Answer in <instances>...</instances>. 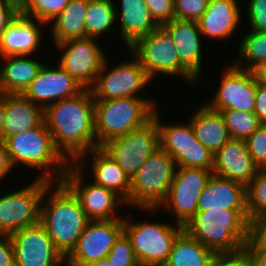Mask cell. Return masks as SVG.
<instances>
[{
  "label": "cell",
  "instance_id": "obj_1",
  "mask_svg": "<svg viewBox=\"0 0 266 266\" xmlns=\"http://www.w3.org/2000/svg\"><path fill=\"white\" fill-rule=\"evenodd\" d=\"M44 122L56 149L69 163L97 148L94 97L91 89L54 102L44 109Z\"/></svg>",
  "mask_w": 266,
  "mask_h": 266
},
{
  "label": "cell",
  "instance_id": "obj_2",
  "mask_svg": "<svg viewBox=\"0 0 266 266\" xmlns=\"http://www.w3.org/2000/svg\"><path fill=\"white\" fill-rule=\"evenodd\" d=\"M89 221L79 199L63 182H52L44 190L39 223L65 258L75 248Z\"/></svg>",
  "mask_w": 266,
  "mask_h": 266
},
{
  "label": "cell",
  "instance_id": "obj_3",
  "mask_svg": "<svg viewBox=\"0 0 266 266\" xmlns=\"http://www.w3.org/2000/svg\"><path fill=\"white\" fill-rule=\"evenodd\" d=\"M250 224L247 209H211L197 212L184 230L215 255L236 254L245 248Z\"/></svg>",
  "mask_w": 266,
  "mask_h": 266
},
{
  "label": "cell",
  "instance_id": "obj_4",
  "mask_svg": "<svg viewBox=\"0 0 266 266\" xmlns=\"http://www.w3.org/2000/svg\"><path fill=\"white\" fill-rule=\"evenodd\" d=\"M5 142L14 168L18 165L40 170L37 178L62 182L70 163L56 149L44 120L36 128L12 135Z\"/></svg>",
  "mask_w": 266,
  "mask_h": 266
},
{
  "label": "cell",
  "instance_id": "obj_5",
  "mask_svg": "<svg viewBox=\"0 0 266 266\" xmlns=\"http://www.w3.org/2000/svg\"><path fill=\"white\" fill-rule=\"evenodd\" d=\"M155 99L147 96L94 100L97 146L145 126L159 105Z\"/></svg>",
  "mask_w": 266,
  "mask_h": 266
},
{
  "label": "cell",
  "instance_id": "obj_6",
  "mask_svg": "<svg viewBox=\"0 0 266 266\" xmlns=\"http://www.w3.org/2000/svg\"><path fill=\"white\" fill-rule=\"evenodd\" d=\"M132 216L131 212L124 215L123 232L130 239L138 263L140 266L164 265L184 226L172 221L168 223L166 219L165 223L150 221L148 217L138 221Z\"/></svg>",
  "mask_w": 266,
  "mask_h": 266
},
{
  "label": "cell",
  "instance_id": "obj_7",
  "mask_svg": "<svg viewBox=\"0 0 266 266\" xmlns=\"http://www.w3.org/2000/svg\"><path fill=\"white\" fill-rule=\"evenodd\" d=\"M127 51L139 61L151 81H154L157 75H166L175 79L178 77L179 80L181 77L188 87L198 82L181 63L171 35L163 26H158L148 35L138 39Z\"/></svg>",
  "mask_w": 266,
  "mask_h": 266
},
{
  "label": "cell",
  "instance_id": "obj_8",
  "mask_svg": "<svg viewBox=\"0 0 266 266\" xmlns=\"http://www.w3.org/2000/svg\"><path fill=\"white\" fill-rule=\"evenodd\" d=\"M176 165L160 147L130 180L129 209H158L168 196Z\"/></svg>",
  "mask_w": 266,
  "mask_h": 266
},
{
  "label": "cell",
  "instance_id": "obj_9",
  "mask_svg": "<svg viewBox=\"0 0 266 266\" xmlns=\"http://www.w3.org/2000/svg\"><path fill=\"white\" fill-rule=\"evenodd\" d=\"M159 109L156 108L152 118L158 127L159 147L173 157L176 167L212 170L214 155L197 140L189 120L164 123Z\"/></svg>",
  "mask_w": 266,
  "mask_h": 266
},
{
  "label": "cell",
  "instance_id": "obj_10",
  "mask_svg": "<svg viewBox=\"0 0 266 266\" xmlns=\"http://www.w3.org/2000/svg\"><path fill=\"white\" fill-rule=\"evenodd\" d=\"M131 56V58H129ZM126 60L109 67V56L104 60L96 82L90 88L94 100H111L122 97H146L142 95L150 83L139 61L130 53ZM129 59V60H128Z\"/></svg>",
  "mask_w": 266,
  "mask_h": 266
},
{
  "label": "cell",
  "instance_id": "obj_11",
  "mask_svg": "<svg viewBox=\"0 0 266 266\" xmlns=\"http://www.w3.org/2000/svg\"><path fill=\"white\" fill-rule=\"evenodd\" d=\"M51 183L35 177L23 188H13V191L0 195V234L12 235L38 224L41 199Z\"/></svg>",
  "mask_w": 266,
  "mask_h": 266
},
{
  "label": "cell",
  "instance_id": "obj_12",
  "mask_svg": "<svg viewBox=\"0 0 266 266\" xmlns=\"http://www.w3.org/2000/svg\"><path fill=\"white\" fill-rule=\"evenodd\" d=\"M212 174V170L176 167L168 196L160 207L139 210H143L145 215L150 211L157 214L159 210L163 212L166 210V213L176 219L177 224L185 226L197 213L199 196Z\"/></svg>",
  "mask_w": 266,
  "mask_h": 266
},
{
  "label": "cell",
  "instance_id": "obj_13",
  "mask_svg": "<svg viewBox=\"0 0 266 266\" xmlns=\"http://www.w3.org/2000/svg\"><path fill=\"white\" fill-rule=\"evenodd\" d=\"M85 175L74 163H70L62 182L79 199L82 209L89 220L124 219L126 213L120 215V210L118 209H120L119 207L126 209L125 201L114 191L93 181H86L88 174L87 176Z\"/></svg>",
  "mask_w": 266,
  "mask_h": 266
},
{
  "label": "cell",
  "instance_id": "obj_14",
  "mask_svg": "<svg viewBox=\"0 0 266 266\" xmlns=\"http://www.w3.org/2000/svg\"><path fill=\"white\" fill-rule=\"evenodd\" d=\"M101 148L131 180L145 161L159 148V132L152 119L145 126L113 138Z\"/></svg>",
  "mask_w": 266,
  "mask_h": 266
},
{
  "label": "cell",
  "instance_id": "obj_15",
  "mask_svg": "<svg viewBox=\"0 0 266 266\" xmlns=\"http://www.w3.org/2000/svg\"><path fill=\"white\" fill-rule=\"evenodd\" d=\"M55 46L60 51L57 64L81 86L90 89L108 56L101 42L96 38L82 37L69 39Z\"/></svg>",
  "mask_w": 266,
  "mask_h": 266
},
{
  "label": "cell",
  "instance_id": "obj_16",
  "mask_svg": "<svg viewBox=\"0 0 266 266\" xmlns=\"http://www.w3.org/2000/svg\"><path fill=\"white\" fill-rule=\"evenodd\" d=\"M223 67L213 98L204 104L214 111L235 109L254 112L256 78L253 71L238 68L233 63Z\"/></svg>",
  "mask_w": 266,
  "mask_h": 266
},
{
  "label": "cell",
  "instance_id": "obj_17",
  "mask_svg": "<svg viewBox=\"0 0 266 266\" xmlns=\"http://www.w3.org/2000/svg\"><path fill=\"white\" fill-rule=\"evenodd\" d=\"M122 233L123 219L89 221L65 265L87 266L105 258Z\"/></svg>",
  "mask_w": 266,
  "mask_h": 266
},
{
  "label": "cell",
  "instance_id": "obj_18",
  "mask_svg": "<svg viewBox=\"0 0 266 266\" xmlns=\"http://www.w3.org/2000/svg\"><path fill=\"white\" fill-rule=\"evenodd\" d=\"M10 237L15 266H65L66 258L40 223L18 230Z\"/></svg>",
  "mask_w": 266,
  "mask_h": 266
},
{
  "label": "cell",
  "instance_id": "obj_19",
  "mask_svg": "<svg viewBox=\"0 0 266 266\" xmlns=\"http://www.w3.org/2000/svg\"><path fill=\"white\" fill-rule=\"evenodd\" d=\"M55 66L44 63L37 76L22 93L43 110L54 102L79 94L84 89L62 67L58 64Z\"/></svg>",
  "mask_w": 266,
  "mask_h": 266
},
{
  "label": "cell",
  "instance_id": "obj_20",
  "mask_svg": "<svg viewBox=\"0 0 266 266\" xmlns=\"http://www.w3.org/2000/svg\"><path fill=\"white\" fill-rule=\"evenodd\" d=\"M44 120V110L23 94H0V138L36 128Z\"/></svg>",
  "mask_w": 266,
  "mask_h": 266
},
{
  "label": "cell",
  "instance_id": "obj_21",
  "mask_svg": "<svg viewBox=\"0 0 266 266\" xmlns=\"http://www.w3.org/2000/svg\"><path fill=\"white\" fill-rule=\"evenodd\" d=\"M74 164L85 174L88 171L87 168L91 167L88 174L93 178L90 179L94 183L114 191L125 201L129 209L130 179L101 147L83 154Z\"/></svg>",
  "mask_w": 266,
  "mask_h": 266
},
{
  "label": "cell",
  "instance_id": "obj_22",
  "mask_svg": "<svg viewBox=\"0 0 266 266\" xmlns=\"http://www.w3.org/2000/svg\"><path fill=\"white\" fill-rule=\"evenodd\" d=\"M44 27L48 29V25L19 13L0 35V57L39 53L45 42Z\"/></svg>",
  "mask_w": 266,
  "mask_h": 266
},
{
  "label": "cell",
  "instance_id": "obj_23",
  "mask_svg": "<svg viewBox=\"0 0 266 266\" xmlns=\"http://www.w3.org/2000/svg\"><path fill=\"white\" fill-rule=\"evenodd\" d=\"M238 1L209 0L206 11L198 21L203 40L224 42L237 34L244 15Z\"/></svg>",
  "mask_w": 266,
  "mask_h": 266
},
{
  "label": "cell",
  "instance_id": "obj_24",
  "mask_svg": "<svg viewBox=\"0 0 266 266\" xmlns=\"http://www.w3.org/2000/svg\"><path fill=\"white\" fill-rule=\"evenodd\" d=\"M171 35L172 41L179 54L181 63L197 78L202 74L203 60V36L199 24L195 21L173 19L162 25ZM204 46V47H203ZM203 55V56H202ZM203 61V62H202ZM203 64V65H202Z\"/></svg>",
  "mask_w": 266,
  "mask_h": 266
},
{
  "label": "cell",
  "instance_id": "obj_25",
  "mask_svg": "<svg viewBox=\"0 0 266 266\" xmlns=\"http://www.w3.org/2000/svg\"><path fill=\"white\" fill-rule=\"evenodd\" d=\"M259 170L244 140L231 138L214 155L213 174L237 181L245 186L254 179Z\"/></svg>",
  "mask_w": 266,
  "mask_h": 266
},
{
  "label": "cell",
  "instance_id": "obj_26",
  "mask_svg": "<svg viewBox=\"0 0 266 266\" xmlns=\"http://www.w3.org/2000/svg\"><path fill=\"white\" fill-rule=\"evenodd\" d=\"M119 3L114 2L116 23H120L116 28H118L117 33L119 32L118 37L122 39L127 50L159 25L154 21L144 0H120Z\"/></svg>",
  "mask_w": 266,
  "mask_h": 266
},
{
  "label": "cell",
  "instance_id": "obj_27",
  "mask_svg": "<svg viewBox=\"0 0 266 266\" xmlns=\"http://www.w3.org/2000/svg\"><path fill=\"white\" fill-rule=\"evenodd\" d=\"M211 209H247L246 186L212 174L199 196L197 212Z\"/></svg>",
  "mask_w": 266,
  "mask_h": 266
},
{
  "label": "cell",
  "instance_id": "obj_28",
  "mask_svg": "<svg viewBox=\"0 0 266 266\" xmlns=\"http://www.w3.org/2000/svg\"><path fill=\"white\" fill-rule=\"evenodd\" d=\"M0 67V94H22L44 64L27 56H4Z\"/></svg>",
  "mask_w": 266,
  "mask_h": 266
},
{
  "label": "cell",
  "instance_id": "obj_29",
  "mask_svg": "<svg viewBox=\"0 0 266 266\" xmlns=\"http://www.w3.org/2000/svg\"><path fill=\"white\" fill-rule=\"evenodd\" d=\"M188 118L197 140L215 155L231 138L220 112L205 104Z\"/></svg>",
  "mask_w": 266,
  "mask_h": 266
},
{
  "label": "cell",
  "instance_id": "obj_30",
  "mask_svg": "<svg viewBox=\"0 0 266 266\" xmlns=\"http://www.w3.org/2000/svg\"><path fill=\"white\" fill-rule=\"evenodd\" d=\"M87 5L88 0H70L69 5L48 25L54 45L85 37Z\"/></svg>",
  "mask_w": 266,
  "mask_h": 266
},
{
  "label": "cell",
  "instance_id": "obj_31",
  "mask_svg": "<svg viewBox=\"0 0 266 266\" xmlns=\"http://www.w3.org/2000/svg\"><path fill=\"white\" fill-rule=\"evenodd\" d=\"M215 254L183 230L175 239L164 266H210Z\"/></svg>",
  "mask_w": 266,
  "mask_h": 266
},
{
  "label": "cell",
  "instance_id": "obj_32",
  "mask_svg": "<svg viewBox=\"0 0 266 266\" xmlns=\"http://www.w3.org/2000/svg\"><path fill=\"white\" fill-rule=\"evenodd\" d=\"M114 2V0H88L85 37L96 38L101 41L102 36L105 37L113 28H116Z\"/></svg>",
  "mask_w": 266,
  "mask_h": 266
},
{
  "label": "cell",
  "instance_id": "obj_33",
  "mask_svg": "<svg viewBox=\"0 0 266 266\" xmlns=\"http://www.w3.org/2000/svg\"><path fill=\"white\" fill-rule=\"evenodd\" d=\"M237 47L233 64L241 69L252 71L260 63L266 61V33L247 30Z\"/></svg>",
  "mask_w": 266,
  "mask_h": 266
},
{
  "label": "cell",
  "instance_id": "obj_34",
  "mask_svg": "<svg viewBox=\"0 0 266 266\" xmlns=\"http://www.w3.org/2000/svg\"><path fill=\"white\" fill-rule=\"evenodd\" d=\"M222 115L230 138L246 141L262 124L253 112L235 109L218 111Z\"/></svg>",
  "mask_w": 266,
  "mask_h": 266
},
{
  "label": "cell",
  "instance_id": "obj_35",
  "mask_svg": "<svg viewBox=\"0 0 266 266\" xmlns=\"http://www.w3.org/2000/svg\"><path fill=\"white\" fill-rule=\"evenodd\" d=\"M69 2L70 0H29L20 14L49 25L69 5Z\"/></svg>",
  "mask_w": 266,
  "mask_h": 266
},
{
  "label": "cell",
  "instance_id": "obj_36",
  "mask_svg": "<svg viewBox=\"0 0 266 266\" xmlns=\"http://www.w3.org/2000/svg\"><path fill=\"white\" fill-rule=\"evenodd\" d=\"M246 206L250 221L266 211V169L259 170L246 186Z\"/></svg>",
  "mask_w": 266,
  "mask_h": 266
},
{
  "label": "cell",
  "instance_id": "obj_37",
  "mask_svg": "<svg viewBox=\"0 0 266 266\" xmlns=\"http://www.w3.org/2000/svg\"><path fill=\"white\" fill-rule=\"evenodd\" d=\"M114 266H140L130 239L123 232L106 256Z\"/></svg>",
  "mask_w": 266,
  "mask_h": 266
},
{
  "label": "cell",
  "instance_id": "obj_38",
  "mask_svg": "<svg viewBox=\"0 0 266 266\" xmlns=\"http://www.w3.org/2000/svg\"><path fill=\"white\" fill-rule=\"evenodd\" d=\"M246 145L253 162L260 170L266 169V123L246 140Z\"/></svg>",
  "mask_w": 266,
  "mask_h": 266
},
{
  "label": "cell",
  "instance_id": "obj_39",
  "mask_svg": "<svg viewBox=\"0 0 266 266\" xmlns=\"http://www.w3.org/2000/svg\"><path fill=\"white\" fill-rule=\"evenodd\" d=\"M209 0H174L175 19L198 22Z\"/></svg>",
  "mask_w": 266,
  "mask_h": 266
},
{
  "label": "cell",
  "instance_id": "obj_40",
  "mask_svg": "<svg viewBox=\"0 0 266 266\" xmlns=\"http://www.w3.org/2000/svg\"><path fill=\"white\" fill-rule=\"evenodd\" d=\"M245 15L248 28L261 33H266V0H247Z\"/></svg>",
  "mask_w": 266,
  "mask_h": 266
},
{
  "label": "cell",
  "instance_id": "obj_41",
  "mask_svg": "<svg viewBox=\"0 0 266 266\" xmlns=\"http://www.w3.org/2000/svg\"><path fill=\"white\" fill-rule=\"evenodd\" d=\"M154 21L162 26L175 19L174 0H144Z\"/></svg>",
  "mask_w": 266,
  "mask_h": 266
},
{
  "label": "cell",
  "instance_id": "obj_42",
  "mask_svg": "<svg viewBox=\"0 0 266 266\" xmlns=\"http://www.w3.org/2000/svg\"><path fill=\"white\" fill-rule=\"evenodd\" d=\"M210 266H252L249 254L243 250L236 254L215 255Z\"/></svg>",
  "mask_w": 266,
  "mask_h": 266
},
{
  "label": "cell",
  "instance_id": "obj_43",
  "mask_svg": "<svg viewBox=\"0 0 266 266\" xmlns=\"http://www.w3.org/2000/svg\"><path fill=\"white\" fill-rule=\"evenodd\" d=\"M247 242L266 243V211L251 220L250 235Z\"/></svg>",
  "mask_w": 266,
  "mask_h": 266
},
{
  "label": "cell",
  "instance_id": "obj_44",
  "mask_svg": "<svg viewBox=\"0 0 266 266\" xmlns=\"http://www.w3.org/2000/svg\"><path fill=\"white\" fill-rule=\"evenodd\" d=\"M244 250L249 254L252 266H266V243L246 242Z\"/></svg>",
  "mask_w": 266,
  "mask_h": 266
},
{
  "label": "cell",
  "instance_id": "obj_45",
  "mask_svg": "<svg viewBox=\"0 0 266 266\" xmlns=\"http://www.w3.org/2000/svg\"><path fill=\"white\" fill-rule=\"evenodd\" d=\"M0 266H15L13 243L10 235L0 234Z\"/></svg>",
  "mask_w": 266,
  "mask_h": 266
},
{
  "label": "cell",
  "instance_id": "obj_46",
  "mask_svg": "<svg viewBox=\"0 0 266 266\" xmlns=\"http://www.w3.org/2000/svg\"><path fill=\"white\" fill-rule=\"evenodd\" d=\"M253 113L262 123H266V84L257 81L255 107Z\"/></svg>",
  "mask_w": 266,
  "mask_h": 266
},
{
  "label": "cell",
  "instance_id": "obj_47",
  "mask_svg": "<svg viewBox=\"0 0 266 266\" xmlns=\"http://www.w3.org/2000/svg\"><path fill=\"white\" fill-rule=\"evenodd\" d=\"M13 171L15 168L10 161L6 142L0 138V183H3L5 178H9V174H13Z\"/></svg>",
  "mask_w": 266,
  "mask_h": 266
},
{
  "label": "cell",
  "instance_id": "obj_48",
  "mask_svg": "<svg viewBox=\"0 0 266 266\" xmlns=\"http://www.w3.org/2000/svg\"><path fill=\"white\" fill-rule=\"evenodd\" d=\"M18 14L12 6L0 0V35Z\"/></svg>",
  "mask_w": 266,
  "mask_h": 266
},
{
  "label": "cell",
  "instance_id": "obj_49",
  "mask_svg": "<svg viewBox=\"0 0 266 266\" xmlns=\"http://www.w3.org/2000/svg\"><path fill=\"white\" fill-rule=\"evenodd\" d=\"M252 71L255 75L257 82L266 84V61L260 63Z\"/></svg>",
  "mask_w": 266,
  "mask_h": 266
},
{
  "label": "cell",
  "instance_id": "obj_50",
  "mask_svg": "<svg viewBox=\"0 0 266 266\" xmlns=\"http://www.w3.org/2000/svg\"><path fill=\"white\" fill-rule=\"evenodd\" d=\"M3 1L12 6L18 13H21L29 3V0H3Z\"/></svg>",
  "mask_w": 266,
  "mask_h": 266
},
{
  "label": "cell",
  "instance_id": "obj_51",
  "mask_svg": "<svg viewBox=\"0 0 266 266\" xmlns=\"http://www.w3.org/2000/svg\"><path fill=\"white\" fill-rule=\"evenodd\" d=\"M87 266H114V265L112 264V262H110V260L107 257H105L102 258L101 260L92 262Z\"/></svg>",
  "mask_w": 266,
  "mask_h": 266
}]
</instances>
